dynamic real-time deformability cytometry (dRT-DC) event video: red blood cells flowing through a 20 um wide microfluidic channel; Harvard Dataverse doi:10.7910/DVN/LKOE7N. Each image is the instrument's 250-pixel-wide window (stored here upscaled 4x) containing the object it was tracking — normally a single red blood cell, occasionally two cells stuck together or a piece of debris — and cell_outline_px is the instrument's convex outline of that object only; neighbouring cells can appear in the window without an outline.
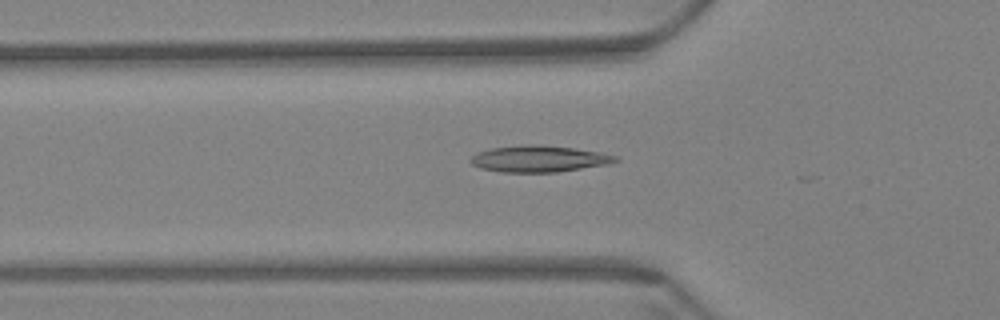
{"species": "Egyptian fruit bat (a non-hibernating species)", "species_latin": "Rousettus aegyptiacus", "temperature_condition": "warm", "stored_images_in_passage": 25, "camera_frame_rate_fps": 3000, "um_per_image_px": 0.085, "animal": {"sex": "female"}, "frame": {"image": 1, "passage_image": 21, "time_ms": 6.667, "image_size_px": [1000, 320], "cell_outline_px": [[620, 160], [608, 164], [556, 172], [500, 172], [480, 168], [472, 164], [468, 160], [472, 156], [480, 152], [492, 148], [524, 144], [532, 144], [572, 148], [596, 152], [616, 156]], "centroid_in_image_um": [45.77, 13.5], "position_along_channel_um": 80.0, "area_um2": 22.02}}
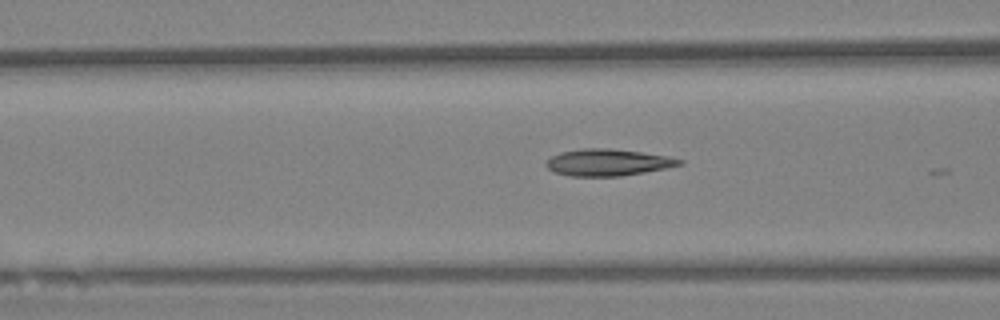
{"frame": {"image": 2, "passage_image": 24, "time_ms": 7.667, "image_size_px": [1000, 320], "cell_outline_px": [[684, 164], [668, 168], [620, 176], [572, 176], [556, 172], [548, 168], [544, 164], [552, 156], [560, 152], [584, 148], [608, 148], [640, 152], [668, 156], [684, 160]], "centroid_in_image_um": [51.7, 13.8], "position_along_channel_um": 114.9, "area_um2": 20.69}}